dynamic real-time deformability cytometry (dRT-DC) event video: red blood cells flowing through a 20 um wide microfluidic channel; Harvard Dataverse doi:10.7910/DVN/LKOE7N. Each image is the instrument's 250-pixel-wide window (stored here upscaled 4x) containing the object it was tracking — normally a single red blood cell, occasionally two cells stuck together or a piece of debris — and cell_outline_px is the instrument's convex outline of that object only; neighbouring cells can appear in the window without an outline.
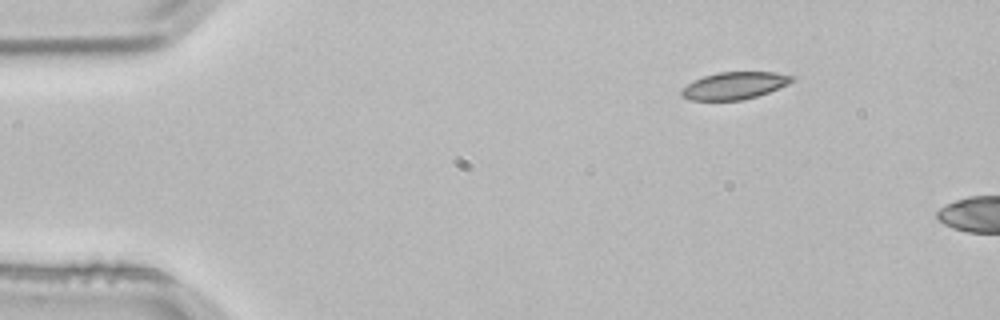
{"species": "common noctule bat (a hibernating species)", "species_latin": "Nyctalus noctula", "temperature_condition": "room temperature", "stored_images_in_passage": 3, "segment_of_instrument_passage": [2, 2], "camera_frame_rate_fps": 3000, "um_per_image_px": 0.085, "animal": {"sex": "male", "body_mass_g": 21.5, "forearm_length_mm": 52.0}, "frame": {"image": 1, "passage_image": 3, "time_ms": 0.667, "image_size_px": [1000, 320], "cell_outline_px": [[796, 80], [788, 84], [768, 92], [756, 96], [740, 100], [692, 100], [680, 96], [680, 92], [692, 80], [716, 72], [776, 72], [796, 76]], "centroid_in_image_um": [62.45, 7.26], "position_along_channel_um": 22.6, "area_um2": 17.57}}